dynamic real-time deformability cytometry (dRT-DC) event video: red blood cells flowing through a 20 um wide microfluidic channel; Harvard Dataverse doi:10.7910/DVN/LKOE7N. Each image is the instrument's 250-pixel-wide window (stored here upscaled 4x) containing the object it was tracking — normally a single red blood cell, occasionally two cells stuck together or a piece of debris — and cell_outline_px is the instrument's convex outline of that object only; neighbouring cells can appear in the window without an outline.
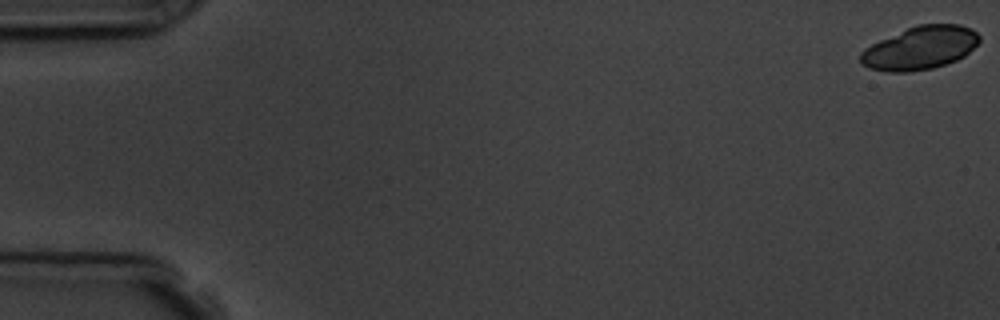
{"species": "common noctule bat (a hibernating species)", "species_latin": "Nyctalus noctula", "temperature_condition": "room temperature", "stored_images_in_passage": 10, "camera_frame_rate_fps": 3000, "um_per_image_px": 0.085, "animal": {"sex": "male", "body_mass_g": 19.5, "forearm_length_mm": 54.6}, "frame": {"image": 1, "passage_image": 1, "time_ms": 0.0, "image_size_px": [1000, 320], "cell_outline_px": [[980, 40], [964, 56], [956, 60], [932, 68], [908, 72], [888, 72], [868, 68], [860, 64], [860, 52], [864, 48], [880, 40], [916, 24], [960, 24], [972, 28], [980, 36]], "centroid_in_image_um": [78.19, 4.07], "position_along_channel_um": 6.8, "area_um2": 29.88}}